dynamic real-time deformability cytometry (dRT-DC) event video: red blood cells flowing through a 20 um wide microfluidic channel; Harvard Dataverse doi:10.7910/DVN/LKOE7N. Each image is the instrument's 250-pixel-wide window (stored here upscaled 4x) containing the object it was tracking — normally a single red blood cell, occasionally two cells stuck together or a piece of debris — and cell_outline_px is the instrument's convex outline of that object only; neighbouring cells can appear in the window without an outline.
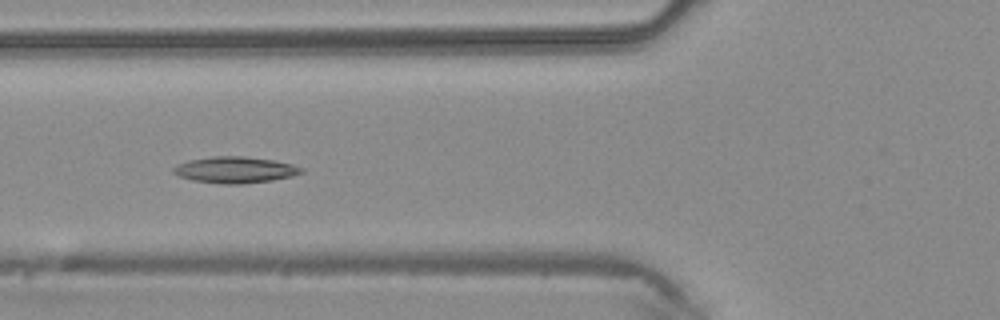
{"species": "common noctule bat (a hibernating species)", "species_latin": "Nyctalus noctula", "temperature_condition": "warm", "stored_images_in_passage": 5, "camera_frame_rate_fps": 3000, "um_per_image_px": 0.085, "animal": {"sex": "male", "body_mass_g": 20.4}, "frame": {"image": 1, "passage_image": 5, "time_ms": 1.333, "image_size_px": [1000, 320], "cell_outline_px": [[304, 172], [292, 176], [272, 180], [244, 184], [224, 184], [192, 180], [176, 176], [172, 172], [172, 168], [188, 160], [212, 156], [244, 156], [272, 160], [292, 164], [304, 168]], "centroid_in_image_um": [19.97, 14.44], "position_along_channel_um": 105.8, "area_um2": 19.71}}